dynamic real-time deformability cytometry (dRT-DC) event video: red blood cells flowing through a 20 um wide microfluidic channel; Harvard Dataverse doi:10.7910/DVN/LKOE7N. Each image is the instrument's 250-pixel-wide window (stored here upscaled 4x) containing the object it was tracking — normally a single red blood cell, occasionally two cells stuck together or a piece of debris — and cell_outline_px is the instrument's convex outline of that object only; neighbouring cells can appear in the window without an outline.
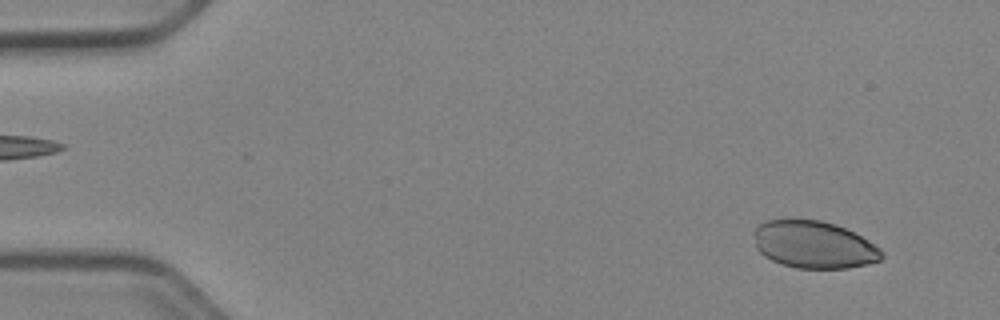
{"species": "Egyptian fruit bat (a non-hibernating species)", "species_latin": "Rousettus aegyptiacus", "temperature_condition": "cold", "stored_images_in_passage": 51, "camera_frame_rate_fps": 3000, "um_per_image_px": 0.085, "animal": {"sex": "female"}, "frame": {"image": 1, "passage_image": 4, "time_ms": 1.0, "image_size_px": [1000, 320], "cell_outline_px": [[884, 256], [880, 260], [868, 264], [848, 268], [796, 268], [780, 264], [764, 256], [756, 248], [752, 232], [756, 224], [764, 220], [820, 220], [836, 224], [868, 240], [880, 248], [884, 252]], "centroid_in_image_um": [69.14, 20.8], "position_along_channel_um": 15.9, "area_um2": 35.49}}